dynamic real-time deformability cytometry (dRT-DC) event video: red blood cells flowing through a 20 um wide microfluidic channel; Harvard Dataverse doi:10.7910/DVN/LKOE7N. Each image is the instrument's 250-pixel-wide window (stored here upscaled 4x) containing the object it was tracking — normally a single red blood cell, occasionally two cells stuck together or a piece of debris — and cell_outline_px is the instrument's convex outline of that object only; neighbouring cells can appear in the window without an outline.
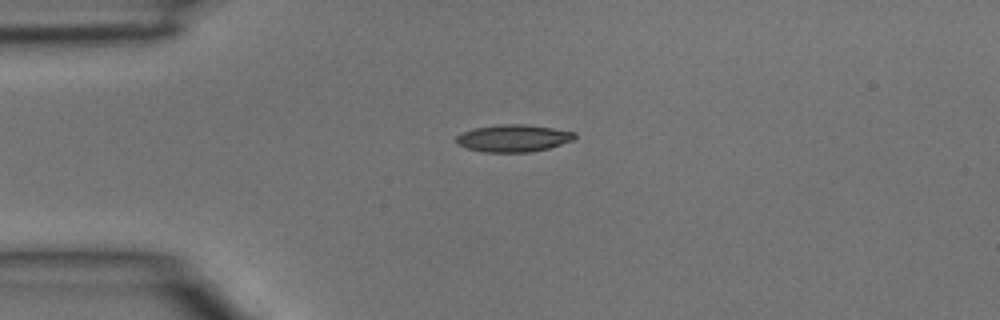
{"species": "common noctule bat (a hibernating species)", "species_latin": "Nyctalus noctula", "temperature_condition": "room temperature", "stored_images_in_passage": 3, "camera_frame_rate_fps": 3000, "um_per_image_px": 0.085, "animal": {"sex": "male", "body_mass_g": 15.6}, "frame": {"image": 1, "passage_image": 3, "time_ms": 0.667, "image_size_px": [1000, 320], "cell_outline_px": [[576, 136], [572, 140], [548, 148], [528, 152], [484, 152], [468, 148], [456, 144], [456, 136], [464, 132], [476, 128], [500, 124], [528, 124], [576, 132]], "centroid_in_image_um": [43.63, 11.74], "position_along_channel_um": 41.4, "area_um2": 18.61}}